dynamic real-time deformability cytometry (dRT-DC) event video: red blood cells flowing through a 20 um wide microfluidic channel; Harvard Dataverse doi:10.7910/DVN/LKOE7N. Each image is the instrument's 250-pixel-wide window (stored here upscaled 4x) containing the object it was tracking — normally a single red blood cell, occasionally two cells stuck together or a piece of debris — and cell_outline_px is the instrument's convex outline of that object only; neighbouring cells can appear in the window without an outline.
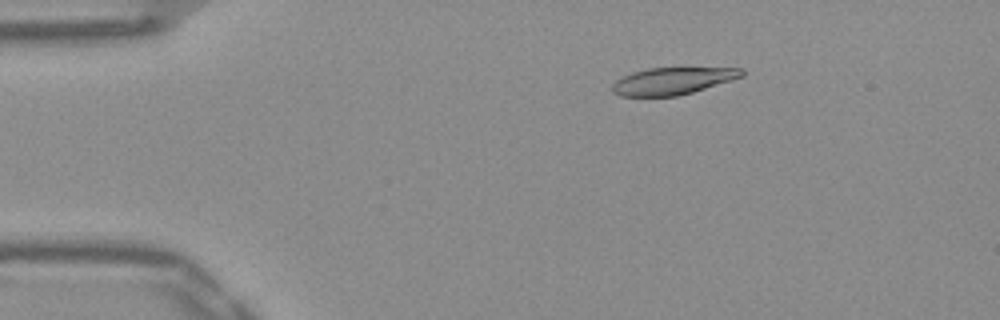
{"species": "Egyptian fruit bat (a non-hibernating species)", "species_latin": "Rousettus aegyptiacus", "temperature_condition": "warm", "stored_images_in_passage": 52, "camera_frame_rate_fps": 3000, "um_per_image_px": 0.085, "frame": {"image": 1, "passage_image": 9, "time_ms": 2.667, "image_size_px": [1000, 320], "cell_outline_px": [[744, 76], [732, 80], [692, 92], [676, 96], [620, 96], [612, 92], [612, 84], [616, 80], [632, 72], [648, 68], [744, 68]], "centroid_in_image_um": [57.16, 6.88], "position_along_channel_um": 27.8, "area_um2": 20.35}}
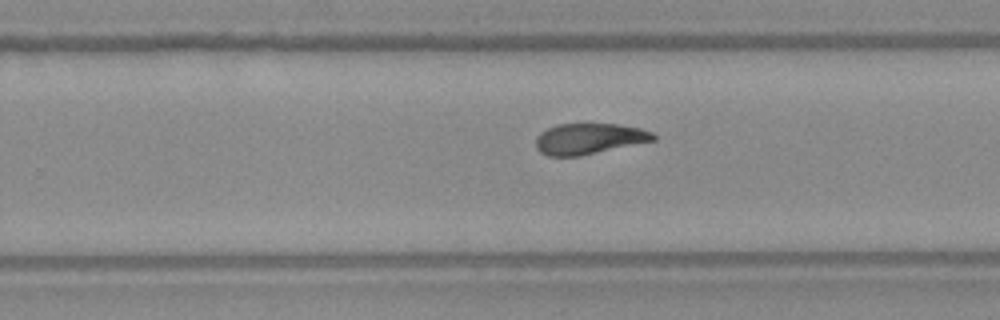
{"frame": {"image": 2, "passage_image": 33, "time_ms": 10.667, "image_size_px": [1000, 320], "cell_outline_px": [[656, 140], [580, 156], [548, 156], [540, 152], [536, 148], [536, 136], [540, 132], [556, 124], [616, 124], [640, 128], [652, 132], [656, 136]], "centroid_in_image_um": [50.05, 11.79], "position_along_channel_um": 279.7, "area_um2": 21.15}}
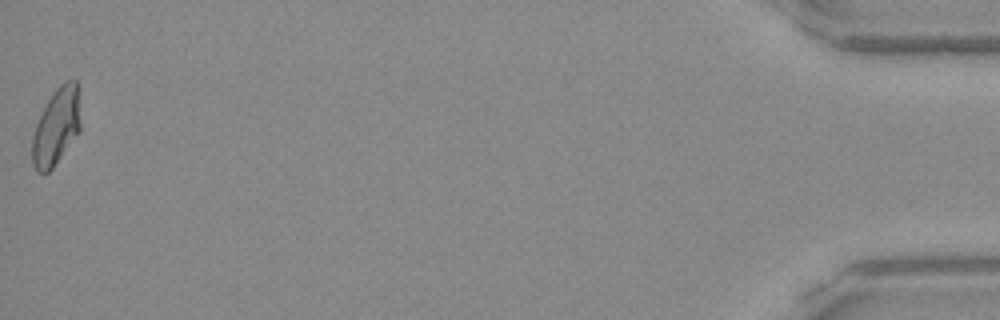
{"frame": {"image": 3, "passage_image": 52, "time_ms": 17.0, "image_size_px": [1000, 320], "cell_outline_px": [[80, 132], [52, 168], [48, 172], [36, 172], [32, 164], [32, 136], [36, 124], [48, 100], [56, 88], [64, 80], [76, 80], [80, 124]], "centroid_in_image_um": [4.77, 10.79], "position_along_channel_um": 430.4, "area_um2": 21.39}, "authors_computed_cell_mechanics": {"area_um2": 21.7617, "velocity_mm_per_s": 3.9046, "shape_relaxation_time_tau1_ms": 10.1694, "shape_relaxation_time_tau2_ms": 3.1855, "deformation_change_tau1": 0.2433, "deformation_change_tau2": 0.0882}}